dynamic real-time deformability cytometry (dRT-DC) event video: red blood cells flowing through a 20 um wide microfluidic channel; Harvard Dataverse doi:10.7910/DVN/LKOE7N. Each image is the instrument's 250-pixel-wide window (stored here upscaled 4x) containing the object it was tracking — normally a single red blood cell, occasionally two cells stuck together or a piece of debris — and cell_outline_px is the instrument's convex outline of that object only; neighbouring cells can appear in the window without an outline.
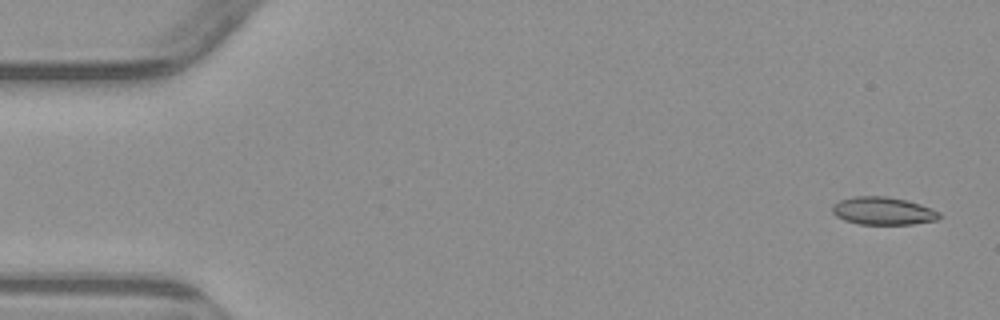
{"species": "common noctule bat (a hibernating species)", "species_latin": "Nyctalus noctula", "temperature_condition": "warm", "stored_images_in_passage": 5, "camera_frame_rate_fps": 3000, "um_per_image_px": 0.085, "animal": {"sex": "male", "body_mass_g": 23.1, "forearm_length_mm": 52.7}, "frame": {"image": 1, "passage_image": 1, "time_ms": 0.0, "image_size_px": [1000, 320], "cell_outline_px": [[940, 216], [936, 220], [912, 224], [860, 224], [844, 220], [836, 216], [832, 212], [832, 204], [840, 200], [852, 196], [884, 196], [908, 200], [932, 208], [940, 212]], "centroid_in_image_um": [75.04, 17.92], "position_along_channel_um": 10.0, "area_um2": 17.4}}
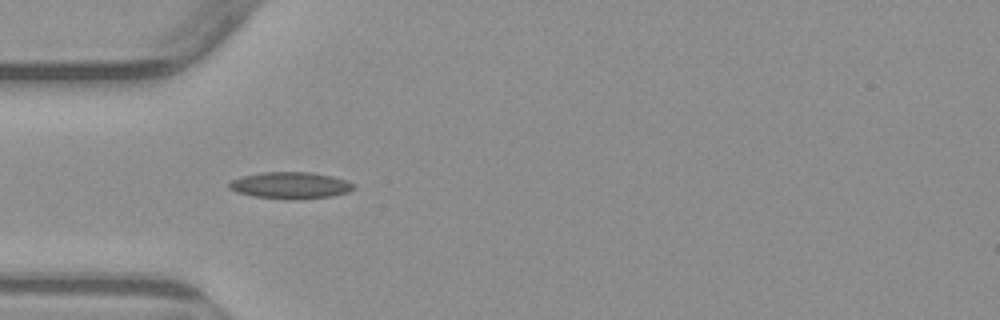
{"frame": {"image": 2, "passage_image": 4, "time_ms": 4.667, "image_size_px": [1000, 320], "cell_outline_px": [[356, 188], [348, 192], [332, 196], [252, 196], [236, 192], [228, 188], [228, 184], [232, 180], [244, 176], [264, 172], [312, 172], [332, 176], [348, 180], [356, 184]], "centroid_in_image_um": [24.73, 15.69], "position_along_channel_um": 60.3, "area_um2": 18.38}}
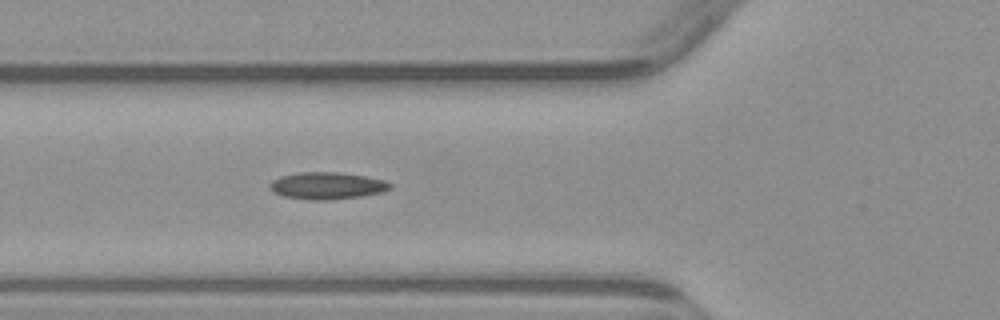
{"frame": {"image": 3, "passage_image": 5, "time_ms": 5.667, "image_size_px": [1000, 320], "cell_outline_px": [[392, 188], [380, 192], [360, 196], [328, 200], [316, 200], [284, 196], [272, 192], [268, 184], [272, 180], [280, 176], [300, 172], [336, 172], [364, 176], [384, 180], [392, 184]], "centroid_in_image_um": [27.77, 15.78], "position_along_channel_um": 98.0, "area_um2": 18.79}}